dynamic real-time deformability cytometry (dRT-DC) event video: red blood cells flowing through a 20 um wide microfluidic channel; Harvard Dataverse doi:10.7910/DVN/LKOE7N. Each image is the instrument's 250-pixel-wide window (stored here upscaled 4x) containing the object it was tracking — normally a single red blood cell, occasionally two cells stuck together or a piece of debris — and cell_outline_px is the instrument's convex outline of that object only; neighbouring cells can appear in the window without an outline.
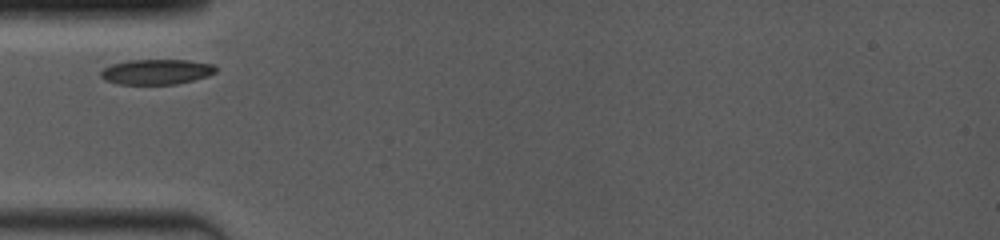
{"species": "common noctule bat (a hibernating species)", "species_latin": "Nyctalus noctula", "temperature_condition": "room temperature", "stored_images_in_passage": 2, "camera_frame_rate_fps": 4000, "um_per_image_px": 0.085, "animal": {"sex": "female", "body_mass_g": 19.0, "forearm_length_mm": 53.3}, "frame": {"image": 1, "passage_image": 1, "time_ms": 0.0, "image_size_px": [1000, 240], "cell_outline_px": [[220, 68], [216, 72], [208, 76], [176, 84], [116, 84], [104, 80], [100, 76], [100, 72], [104, 68], [112, 64], [128, 60], [188, 60], [212, 64]], "centroid_in_image_um": [13.3, 6.1], "position_along_channel_um": 71.7, "area_um2": 16.99}}